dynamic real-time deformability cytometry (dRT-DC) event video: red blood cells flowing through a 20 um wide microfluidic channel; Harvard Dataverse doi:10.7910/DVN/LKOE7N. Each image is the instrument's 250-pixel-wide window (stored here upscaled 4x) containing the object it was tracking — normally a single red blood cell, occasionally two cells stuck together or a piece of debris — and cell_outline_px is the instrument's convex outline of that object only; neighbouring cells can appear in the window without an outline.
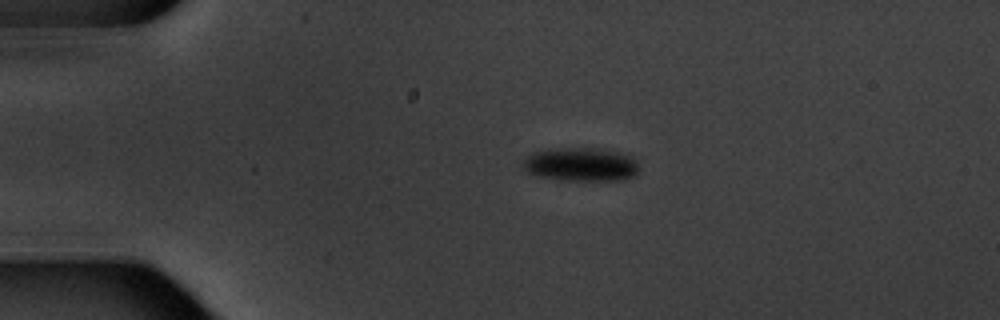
{"species": "common noctule bat (a hibernating species)", "species_latin": "Nyctalus noctula", "temperature_condition": "warm", "stored_images_in_passage": 7, "camera_frame_rate_fps": 3000, "um_per_image_px": 0.085, "animal": {"sex": "male", "body_mass_g": 20.1, "forearm_length_mm": 53.5}, "frame": {"image": 1, "passage_image": 4, "time_ms": 3.667, "image_size_px": [1000, 320], "cell_outline_px": [[636, 172], [632, 176], [624, 180], [564, 180], [540, 176], [528, 172], [520, 164], [532, 152], [556, 148], [596, 148], [620, 152], [632, 156], [636, 160]], "centroid_in_image_um": [49.36, 13.96], "position_along_channel_um": 35.6, "area_um2": 22.6}}
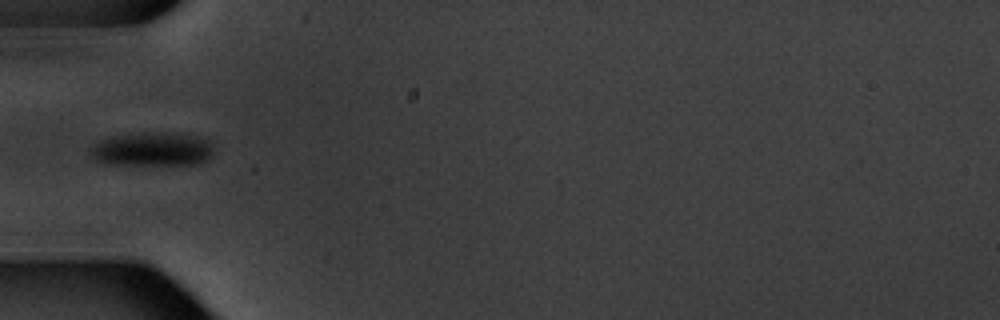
{"frame": {"image": 2, "passage_image": 6, "time_ms": 6.0, "image_size_px": [1000, 320], "cell_outline_px": [[212, 152], [200, 164], [104, 164], [96, 160], [92, 156], [88, 148], [92, 144], [100, 140], [112, 136], [140, 132], [168, 132], [196, 136], [208, 140], [212, 144]], "centroid_in_image_um": [12.88, 12.67], "position_along_channel_um": 72.1, "area_um2": 24.39}}